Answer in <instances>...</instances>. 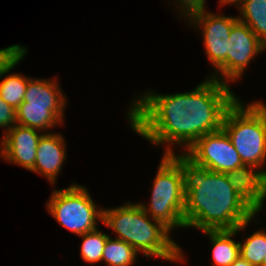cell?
Wrapping results in <instances>:
<instances>
[{"instance_id":"obj_1","label":"cell","mask_w":266,"mask_h":266,"mask_svg":"<svg viewBox=\"0 0 266 266\" xmlns=\"http://www.w3.org/2000/svg\"><path fill=\"white\" fill-rule=\"evenodd\" d=\"M229 84L207 77L192 91L161 94L144 92L131 102L130 128L153 145H165L163 155L184 152L200 137L218 131L227 109L236 101Z\"/></svg>"},{"instance_id":"obj_2","label":"cell","mask_w":266,"mask_h":266,"mask_svg":"<svg viewBox=\"0 0 266 266\" xmlns=\"http://www.w3.org/2000/svg\"><path fill=\"white\" fill-rule=\"evenodd\" d=\"M171 156L183 172L185 228L235 230L263 211L266 200L245 179L210 171L183 151Z\"/></svg>"},{"instance_id":"obj_3","label":"cell","mask_w":266,"mask_h":266,"mask_svg":"<svg viewBox=\"0 0 266 266\" xmlns=\"http://www.w3.org/2000/svg\"><path fill=\"white\" fill-rule=\"evenodd\" d=\"M102 224L111 228L123 240L146 258H162L169 262H184V252L173 239L171 231L145 213L138 203L126 202L115 208H103Z\"/></svg>"},{"instance_id":"obj_4","label":"cell","mask_w":266,"mask_h":266,"mask_svg":"<svg viewBox=\"0 0 266 266\" xmlns=\"http://www.w3.org/2000/svg\"><path fill=\"white\" fill-rule=\"evenodd\" d=\"M243 102L237 98L227 109L222 128L243 165L266 187V105L257 100Z\"/></svg>"},{"instance_id":"obj_5","label":"cell","mask_w":266,"mask_h":266,"mask_svg":"<svg viewBox=\"0 0 266 266\" xmlns=\"http://www.w3.org/2000/svg\"><path fill=\"white\" fill-rule=\"evenodd\" d=\"M153 182L149 205L140 203L145 213L170 231L185 228L183 172L171 155H163Z\"/></svg>"},{"instance_id":"obj_6","label":"cell","mask_w":266,"mask_h":266,"mask_svg":"<svg viewBox=\"0 0 266 266\" xmlns=\"http://www.w3.org/2000/svg\"><path fill=\"white\" fill-rule=\"evenodd\" d=\"M184 154L195 164L210 171L245 179L266 200V187L243 165L223 128L203 135Z\"/></svg>"},{"instance_id":"obj_7","label":"cell","mask_w":266,"mask_h":266,"mask_svg":"<svg viewBox=\"0 0 266 266\" xmlns=\"http://www.w3.org/2000/svg\"><path fill=\"white\" fill-rule=\"evenodd\" d=\"M46 209L62 227L78 236L97 229L98 221H103V208H98L87 187L74 182L64 189L54 188Z\"/></svg>"},{"instance_id":"obj_8","label":"cell","mask_w":266,"mask_h":266,"mask_svg":"<svg viewBox=\"0 0 266 266\" xmlns=\"http://www.w3.org/2000/svg\"><path fill=\"white\" fill-rule=\"evenodd\" d=\"M238 21L237 16H225L204 10L194 14L186 22L202 34L205 53L213 66L209 77L227 83V51L232 26ZM201 30V31H200Z\"/></svg>"},{"instance_id":"obj_9","label":"cell","mask_w":266,"mask_h":266,"mask_svg":"<svg viewBox=\"0 0 266 266\" xmlns=\"http://www.w3.org/2000/svg\"><path fill=\"white\" fill-rule=\"evenodd\" d=\"M227 51V84L242 77L247 66L266 46L256 37L252 30L241 21L231 29Z\"/></svg>"},{"instance_id":"obj_10","label":"cell","mask_w":266,"mask_h":266,"mask_svg":"<svg viewBox=\"0 0 266 266\" xmlns=\"http://www.w3.org/2000/svg\"><path fill=\"white\" fill-rule=\"evenodd\" d=\"M43 133L37 129L16 124L0 139V157L32 171L36 161L37 144Z\"/></svg>"},{"instance_id":"obj_11","label":"cell","mask_w":266,"mask_h":266,"mask_svg":"<svg viewBox=\"0 0 266 266\" xmlns=\"http://www.w3.org/2000/svg\"><path fill=\"white\" fill-rule=\"evenodd\" d=\"M64 138L60 133H43L37 144L36 161L31 172L45 176L52 185H55L67 159Z\"/></svg>"},{"instance_id":"obj_12","label":"cell","mask_w":266,"mask_h":266,"mask_svg":"<svg viewBox=\"0 0 266 266\" xmlns=\"http://www.w3.org/2000/svg\"><path fill=\"white\" fill-rule=\"evenodd\" d=\"M52 79L31 77L26 86L24 100L19 107L66 109L67 97L63 95V90L58 85V78Z\"/></svg>"},{"instance_id":"obj_13","label":"cell","mask_w":266,"mask_h":266,"mask_svg":"<svg viewBox=\"0 0 266 266\" xmlns=\"http://www.w3.org/2000/svg\"><path fill=\"white\" fill-rule=\"evenodd\" d=\"M255 215L251 220L242 223L235 230H203L212 244V259L214 266H230L240 256L239 241L233 240L238 235V232L245 230L250 222L256 221L260 224L261 221L256 220Z\"/></svg>"},{"instance_id":"obj_14","label":"cell","mask_w":266,"mask_h":266,"mask_svg":"<svg viewBox=\"0 0 266 266\" xmlns=\"http://www.w3.org/2000/svg\"><path fill=\"white\" fill-rule=\"evenodd\" d=\"M64 111V109L18 107L16 109L17 125L49 133V129L64 124Z\"/></svg>"},{"instance_id":"obj_15","label":"cell","mask_w":266,"mask_h":266,"mask_svg":"<svg viewBox=\"0 0 266 266\" xmlns=\"http://www.w3.org/2000/svg\"><path fill=\"white\" fill-rule=\"evenodd\" d=\"M238 20L246 24L266 46V0H243Z\"/></svg>"},{"instance_id":"obj_16","label":"cell","mask_w":266,"mask_h":266,"mask_svg":"<svg viewBox=\"0 0 266 266\" xmlns=\"http://www.w3.org/2000/svg\"><path fill=\"white\" fill-rule=\"evenodd\" d=\"M138 254L127 242L110 236L104 246L102 262L107 266H133Z\"/></svg>"},{"instance_id":"obj_17","label":"cell","mask_w":266,"mask_h":266,"mask_svg":"<svg viewBox=\"0 0 266 266\" xmlns=\"http://www.w3.org/2000/svg\"><path fill=\"white\" fill-rule=\"evenodd\" d=\"M31 78L10 73L0 81V98L17 109L24 100L26 86Z\"/></svg>"},{"instance_id":"obj_18","label":"cell","mask_w":266,"mask_h":266,"mask_svg":"<svg viewBox=\"0 0 266 266\" xmlns=\"http://www.w3.org/2000/svg\"><path fill=\"white\" fill-rule=\"evenodd\" d=\"M239 242L240 256L254 266H262L266 256V230L257 229Z\"/></svg>"},{"instance_id":"obj_19","label":"cell","mask_w":266,"mask_h":266,"mask_svg":"<svg viewBox=\"0 0 266 266\" xmlns=\"http://www.w3.org/2000/svg\"><path fill=\"white\" fill-rule=\"evenodd\" d=\"M80 237L83 240L80 248L81 258L85 262L90 263V265L102 262L104 246L110 235L97 228L80 235Z\"/></svg>"},{"instance_id":"obj_20","label":"cell","mask_w":266,"mask_h":266,"mask_svg":"<svg viewBox=\"0 0 266 266\" xmlns=\"http://www.w3.org/2000/svg\"><path fill=\"white\" fill-rule=\"evenodd\" d=\"M26 53H28L27 48L20 44L0 49V80L20 63Z\"/></svg>"},{"instance_id":"obj_21","label":"cell","mask_w":266,"mask_h":266,"mask_svg":"<svg viewBox=\"0 0 266 266\" xmlns=\"http://www.w3.org/2000/svg\"><path fill=\"white\" fill-rule=\"evenodd\" d=\"M173 2L177 4L176 6H173V7H177V9L175 10L176 12L179 11L178 14L181 13L180 15L184 17V22H185V19L187 21L194 14H197V13H200L206 10V7H205L206 0H175Z\"/></svg>"},{"instance_id":"obj_22","label":"cell","mask_w":266,"mask_h":266,"mask_svg":"<svg viewBox=\"0 0 266 266\" xmlns=\"http://www.w3.org/2000/svg\"><path fill=\"white\" fill-rule=\"evenodd\" d=\"M16 124V109L0 98V128L4 129L3 134Z\"/></svg>"},{"instance_id":"obj_23","label":"cell","mask_w":266,"mask_h":266,"mask_svg":"<svg viewBox=\"0 0 266 266\" xmlns=\"http://www.w3.org/2000/svg\"><path fill=\"white\" fill-rule=\"evenodd\" d=\"M243 0H219V7L225 6V5H234L236 4V7H238Z\"/></svg>"},{"instance_id":"obj_24","label":"cell","mask_w":266,"mask_h":266,"mask_svg":"<svg viewBox=\"0 0 266 266\" xmlns=\"http://www.w3.org/2000/svg\"><path fill=\"white\" fill-rule=\"evenodd\" d=\"M230 266H254L250 264L248 261L243 259L241 256H239L232 265Z\"/></svg>"},{"instance_id":"obj_25","label":"cell","mask_w":266,"mask_h":266,"mask_svg":"<svg viewBox=\"0 0 266 266\" xmlns=\"http://www.w3.org/2000/svg\"><path fill=\"white\" fill-rule=\"evenodd\" d=\"M262 266H266V256H265L264 259H263Z\"/></svg>"}]
</instances>
